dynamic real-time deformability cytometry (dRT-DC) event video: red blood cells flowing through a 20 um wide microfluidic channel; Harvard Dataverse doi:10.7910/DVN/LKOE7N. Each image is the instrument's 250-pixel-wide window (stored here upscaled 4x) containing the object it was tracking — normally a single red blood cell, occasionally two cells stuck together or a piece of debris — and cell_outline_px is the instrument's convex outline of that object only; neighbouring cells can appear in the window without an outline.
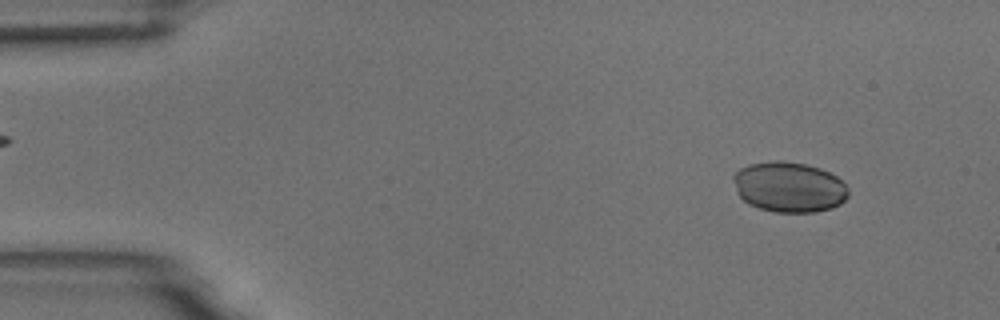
{"species": "common noctule bat (a hibernating species)", "species_latin": "Nyctalus noctula", "temperature_condition": "room temperature", "stored_images_in_passage": 54, "camera_frame_rate_fps": 3000, "um_per_image_px": 0.085, "animal": {"sex": "male", "body_mass_g": 18.8}, "frame": {"image": 1, "passage_image": 5, "time_ms": 1.333, "image_size_px": [1000, 320], "cell_outline_px": [[848, 196], [840, 204], [832, 208], [816, 212], [776, 212], [760, 208], [748, 204], [736, 192], [732, 180], [732, 176], [740, 168], [748, 164], [804, 164], [820, 168], [836, 176], [848, 188]], "centroid_in_image_um": [67.07, 15.95], "position_along_channel_um": 17.9, "area_um2": 32.95}}
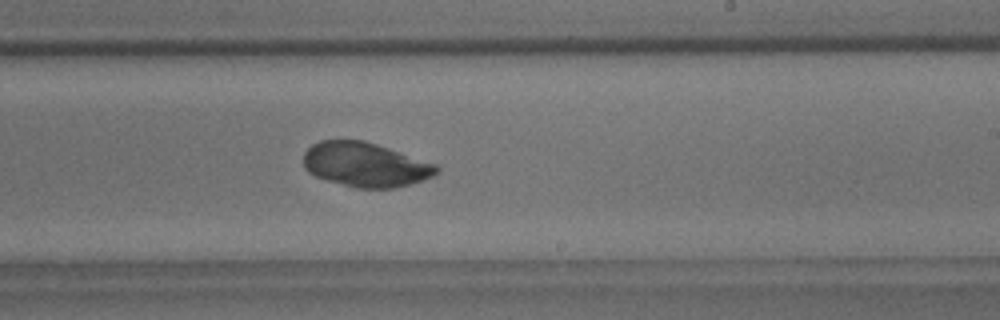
{"frame": {"image": 2, "passage_image": 32, "time_ms": 10.333, "image_size_px": [1000, 320], "cell_outline_px": [[440, 172], [424, 180], [392, 188], [356, 188], [328, 180], [316, 176], [308, 172], [304, 168], [304, 152], [312, 144], [320, 140], [364, 140], [436, 164], [440, 168]], "centroid_in_image_um": [31.05, 13.99], "position_along_channel_um": 258.0, "area_um2": 34.28}}
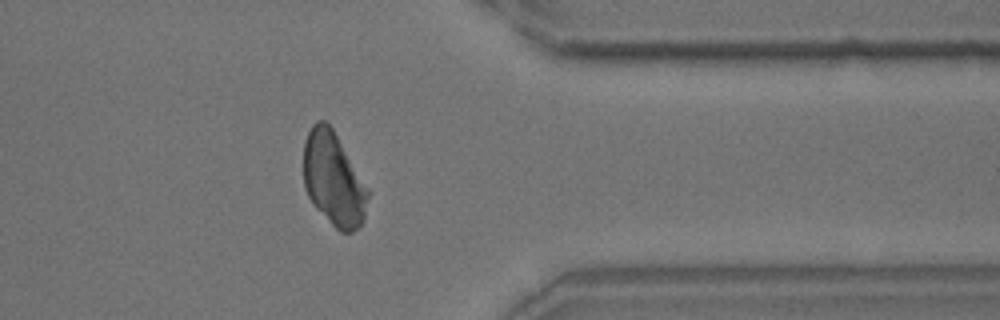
{"frame": {"image": 3, "passage_image": 43, "time_ms": 14.0, "image_size_px": [1000, 320], "cell_outline_px": [[368, 196], [364, 216], [360, 224], [352, 232], [340, 232], [312, 204], [308, 196], [304, 184], [304, 140], [312, 124], [316, 120], [324, 120], [332, 128], [368, 188]], "centroid_in_image_um": [28.32, 15.21], "position_along_channel_um": 383.1, "area_um2": 34.62}}